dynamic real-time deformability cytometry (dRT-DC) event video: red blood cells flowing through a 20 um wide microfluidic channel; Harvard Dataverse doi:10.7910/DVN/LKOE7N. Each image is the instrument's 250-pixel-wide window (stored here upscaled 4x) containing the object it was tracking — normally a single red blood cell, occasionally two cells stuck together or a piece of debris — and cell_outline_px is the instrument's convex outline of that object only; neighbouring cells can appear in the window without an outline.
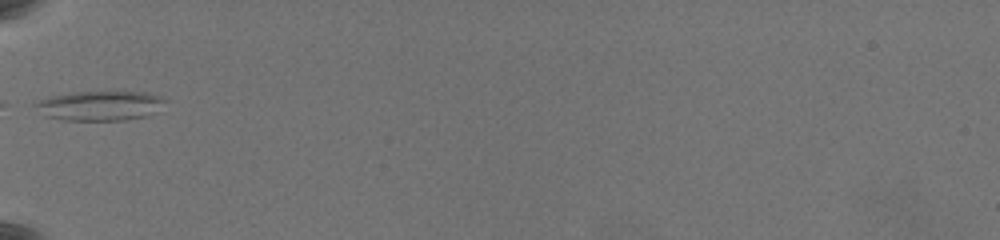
{"species": "common noctule bat (a hibernating species)", "species_latin": "Nyctalus noctula", "temperature_condition": "warm", "stored_images_in_passage": 35, "camera_frame_rate_fps": 3000, "um_per_image_px": 0.085, "animal": {"sex": "female", "body_mass_g": 19.5, "forearm_length_mm": 54.1}, "frame": {"image": 1, "passage_image": 1, "time_ms": 0.0, "image_size_px": [1000, 240], "cell_outline_px": [[164, 100], [148, 116], [124, 120], [64, 120], [44, 116], [32, 104], [36, 100], [52, 96], [72, 92], [148, 92], [160, 96]], "centroid_in_image_um": [8.39, 8.98], "position_along_channel_um": 76.6, "area_um2": 22.2}, "authors_computed_cell_mechanics": {"area_um2": 17.629, "velocity_mm_per_s": 3.6276, "shape_relaxation_time_tau1_ms": null, "shape_relaxation_time_tau2_ms": 1.7537, "deformation_change_tau1": null, "deformation_change_tau2": 0.0819}}